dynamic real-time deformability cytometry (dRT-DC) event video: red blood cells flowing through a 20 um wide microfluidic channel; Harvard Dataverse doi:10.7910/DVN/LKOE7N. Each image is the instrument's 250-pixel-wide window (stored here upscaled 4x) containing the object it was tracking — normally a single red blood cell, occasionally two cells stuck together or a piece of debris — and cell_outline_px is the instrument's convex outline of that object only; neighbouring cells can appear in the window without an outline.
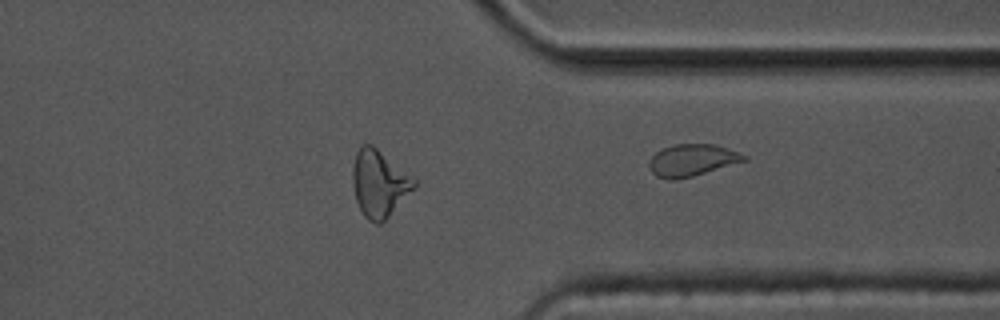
{"species": "common noctule bat (a hibernating species)", "species_latin": "Nyctalus noctula", "temperature_condition": "cold", "stored_images_in_passage": 31, "camera_frame_rate_fps": 3000, "um_per_image_px": 0.085, "animal": {"sex": "male", "body_mass_g": 17.5, "forearm_length_mm": 52.3}, "frame": {"image": 1, "passage_image": 31, "time_ms": 10.0, "image_size_px": [1000, 320], "cell_outline_px": [[748, 160], [692, 176], [676, 180], [672, 180], [656, 176], [652, 172], [648, 164], [652, 156], [656, 152], [664, 148], [676, 144], [716, 144], [740, 152], [748, 156]], "centroid_in_image_um": [58.86, 13.61], "position_along_channel_um": 352.5, "area_um2": 17.63}}